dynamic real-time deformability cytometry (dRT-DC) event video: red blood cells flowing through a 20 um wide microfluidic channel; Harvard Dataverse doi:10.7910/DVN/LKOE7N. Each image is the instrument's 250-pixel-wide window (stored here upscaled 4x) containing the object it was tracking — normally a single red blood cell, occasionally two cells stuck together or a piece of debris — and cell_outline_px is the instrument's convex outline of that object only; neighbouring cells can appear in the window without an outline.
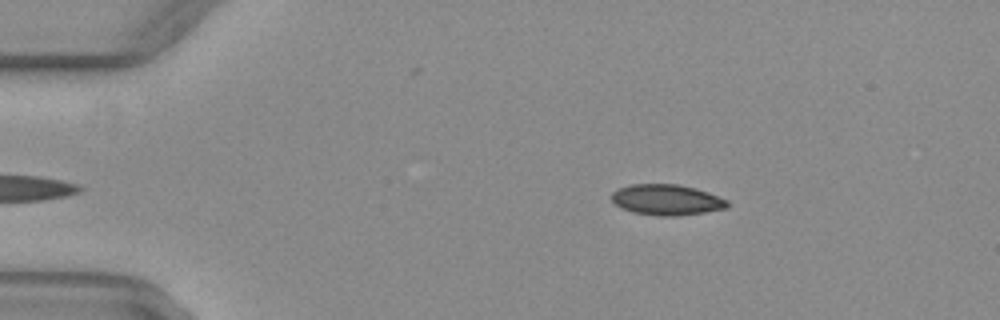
{"species": "common noctule bat (a hibernating species)", "species_latin": "Nyctalus noctula", "temperature_condition": "warm", "stored_images_in_passage": 44, "camera_frame_rate_fps": 3000, "um_per_image_px": 0.085, "animal": {"sex": "female", "body_mass_g": 29.2, "forearm_length_mm": 56.3}, "frame": {"image": 1, "passage_image": 2, "time_ms": 0.333, "image_size_px": [1000, 320], "cell_outline_px": [[728, 208], [704, 212], [676, 216], [660, 216], [632, 212], [620, 208], [612, 200], [612, 192], [620, 188], [632, 184], [676, 184], [696, 188], [708, 192], [728, 200]], "centroid_in_image_um": [56.67, 16.98], "position_along_channel_um": 28.3, "area_um2": 20.69}}
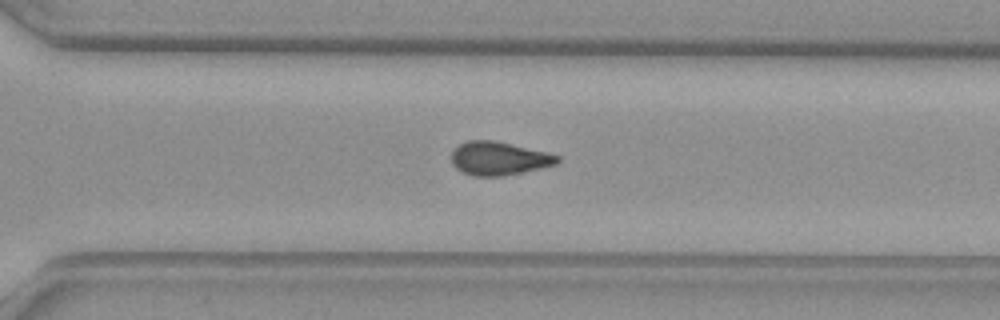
{"frame": {"image": 2, "passage_image": 29, "time_ms": 9.333, "image_size_px": [1000, 320], "cell_outline_px": [[560, 160], [556, 164], [544, 168], [504, 176], [472, 176], [456, 168], [452, 164], [452, 152], [460, 144], [468, 140], [492, 140], [548, 152], [560, 156]], "centroid_in_image_um": [42.44, 13.48], "position_along_channel_um": 328.2, "area_um2": 20.69}}
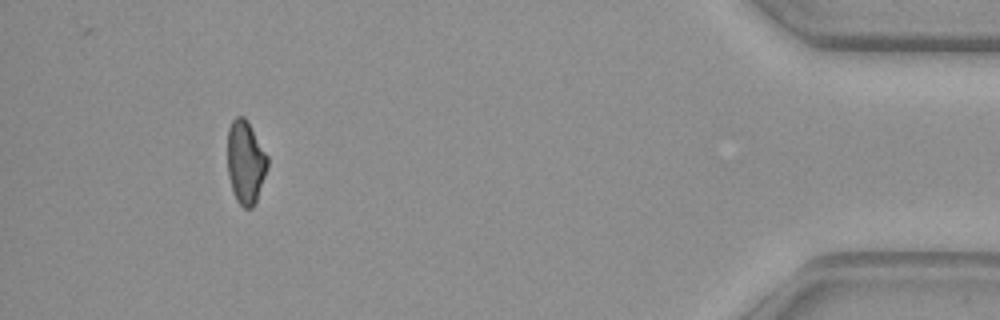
{"frame": {"image": 3, "passage_image": 40, "time_ms": 13.0, "image_size_px": [1000, 320], "cell_outline_px": [[268, 168], [256, 200], [252, 208], [244, 208], [236, 200], [228, 176], [228, 128], [232, 120], [236, 116], [244, 116], [248, 120], [268, 156]], "centroid_in_image_um": [20.88, 13.75], "position_along_channel_um": 414.3, "area_um2": 19.48}, "authors_computed_cell_mechanics": {"area_um2": 20.8658, "velocity_mm_per_s": 4.1004, "shape_relaxation_time_tau1_ms": 11.254, "shape_relaxation_time_tau2_ms": 3.6833, "deformation_change_tau1": 0.2055, "deformation_change_tau2": 0.074}}